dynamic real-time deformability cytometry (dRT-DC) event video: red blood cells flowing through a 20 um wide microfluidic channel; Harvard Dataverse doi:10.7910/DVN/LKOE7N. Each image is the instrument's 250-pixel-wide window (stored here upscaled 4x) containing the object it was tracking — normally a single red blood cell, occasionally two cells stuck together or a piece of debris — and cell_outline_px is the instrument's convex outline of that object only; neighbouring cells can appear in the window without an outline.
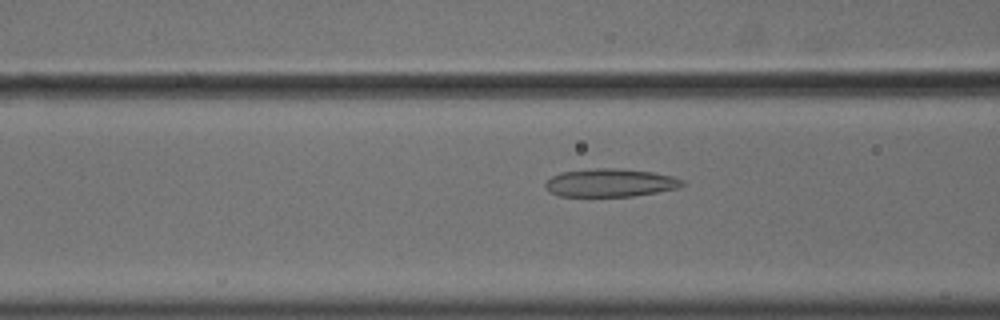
{"species": "common noctule bat (a hibernating species)", "species_latin": "Nyctalus noctula", "temperature_condition": "cold", "stored_images_in_passage": 56, "camera_frame_rate_fps": 3000, "um_per_image_px": 0.085, "animal": {"sex": "male", "body_mass_g": 18.8}, "frame": {"image": 1, "passage_image": 23, "time_ms": 7.333, "image_size_px": [1000, 320], "cell_outline_px": [[684, 184], [680, 188], [632, 196], [560, 196], [548, 192], [544, 188], [544, 184], [552, 176], [560, 172], [592, 168], [620, 168], [652, 172], [672, 176], [684, 180]], "centroid_in_image_um": [51.85, 15.53], "position_along_channel_um": 114.8, "area_um2": 22.6}}
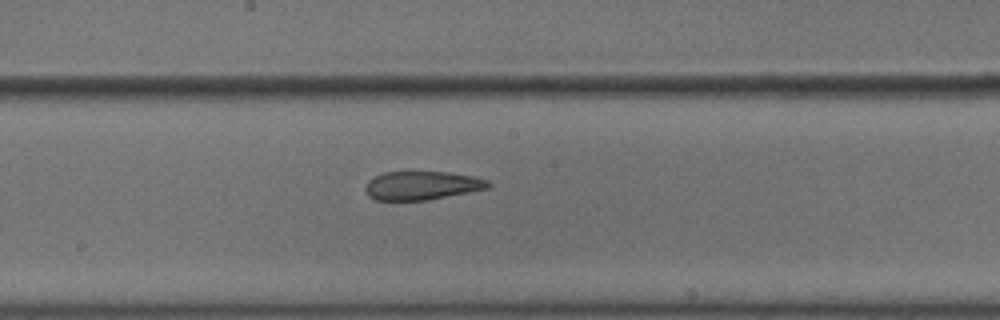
{"frame": {"image": 2, "passage_image": 31, "time_ms": 10.0, "image_size_px": [1000, 320], "cell_outline_px": [[492, 184], [488, 188], [428, 200], [376, 200], [368, 196], [364, 188], [368, 180], [384, 172], [412, 168], [448, 172], [472, 176], [488, 180]], "centroid_in_image_um": [35.82, 15.71], "position_along_channel_um": 212.4, "area_um2": 21.33}}
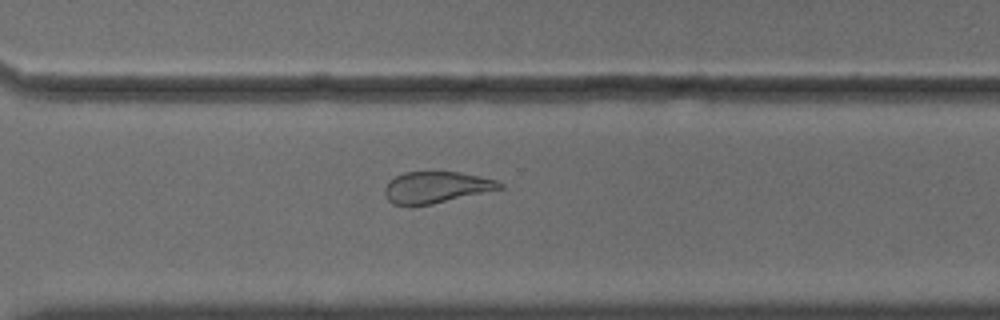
{"frame": {"image": 3, "passage_image": 41, "time_ms": 13.333, "image_size_px": [1000, 320], "cell_outline_px": [[504, 188], [432, 204], [412, 208], [392, 204], [388, 200], [384, 192], [384, 188], [396, 176], [404, 172], [460, 172], [496, 180], [504, 184]], "centroid_in_image_um": [37.05, 15.95], "position_along_channel_um": 333.6, "area_um2": 21.27}, "authors_computed_cell_mechanics": {"area_um2": 24.5939, "velocity_mm_per_s": 3.6465, "shape_relaxation_time_tau1_ms": null, "shape_relaxation_time_tau2_ms": 2.2202, "deformation_change_tau1": null, "deformation_change_tau2": 0.0932}}